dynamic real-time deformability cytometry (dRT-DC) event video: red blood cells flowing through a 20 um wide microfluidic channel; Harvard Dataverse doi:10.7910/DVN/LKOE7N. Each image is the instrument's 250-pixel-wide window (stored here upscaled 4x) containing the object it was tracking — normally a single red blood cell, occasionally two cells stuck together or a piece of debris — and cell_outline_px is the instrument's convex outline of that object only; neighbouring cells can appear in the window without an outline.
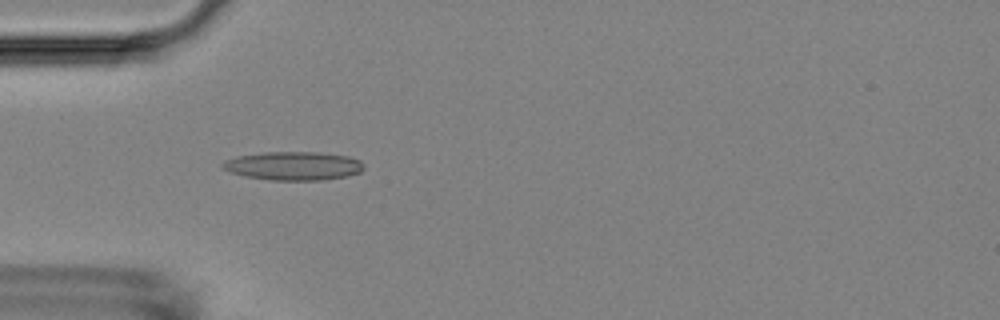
{"species": "Egyptian fruit bat (a non-hibernating species)", "species_latin": "Rousettus aegyptiacus", "temperature_condition": "room temperature", "stored_images_in_passage": 38, "camera_frame_rate_fps": 3000, "um_per_image_px": 0.085, "animal": {"sex": "female"}, "frame": {"image": 1, "passage_image": 6, "time_ms": 1.667, "image_size_px": [1000, 320], "cell_outline_px": [[364, 168], [360, 172], [348, 176], [324, 180], [268, 180], [244, 176], [228, 172], [220, 168], [220, 164], [224, 160], [236, 156], [264, 152], [316, 152], [348, 156], [360, 160], [364, 164]], "centroid_in_image_um": [24.9, 14.1], "position_along_channel_um": 60.1, "area_um2": 23.87}}
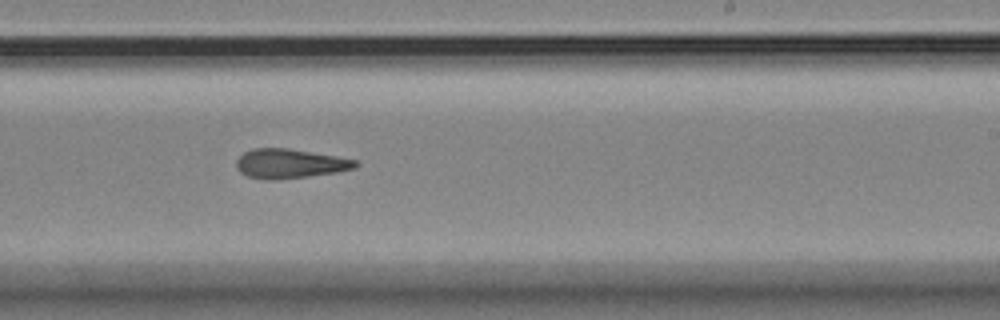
{"frame": {"image": 2, "passage_image": 23, "time_ms": 7.333, "image_size_px": [1000, 320], "cell_outline_px": [[360, 164], [356, 168], [336, 172], [308, 176], [276, 180], [264, 180], [248, 176], [240, 172], [236, 168], [236, 160], [244, 152], [252, 148], [288, 148], [336, 156], [356, 160]], "centroid_in_image_um": [24.62, 13.91], "position_along_channel_um": 264.4, "area_um2": 20.46}}
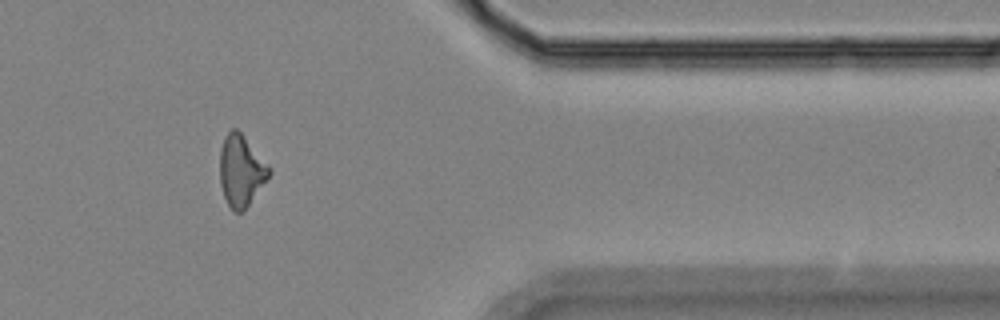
{"frame": {"image": 3, "passage_image": 35, "time_ms": 11.333, "image_size_px": [1000, 320], "cell_outline_px": [[272, 172], [244, 212], [232, 212], [224, 196], [220, 184], [220, 148], [224, 136], [232, 128], [236, 128], [240, 132], [272, 168]], "centroid_in_image_um": [20.49, 14.52], "position_along_channel_um": 390.9, "area_um2": 20.63}, "authors_computed_cell_mechanics": {"area_um2": 20.6057, "velocity_mm_per_s": 3.6381, "shape_relaxation_time_tau1_ms": null, "shape_relaxation_time_tau2_ms": 6.7559, "deformation_change_tau1": null, "deformation_change_tau2": 0.2058}}